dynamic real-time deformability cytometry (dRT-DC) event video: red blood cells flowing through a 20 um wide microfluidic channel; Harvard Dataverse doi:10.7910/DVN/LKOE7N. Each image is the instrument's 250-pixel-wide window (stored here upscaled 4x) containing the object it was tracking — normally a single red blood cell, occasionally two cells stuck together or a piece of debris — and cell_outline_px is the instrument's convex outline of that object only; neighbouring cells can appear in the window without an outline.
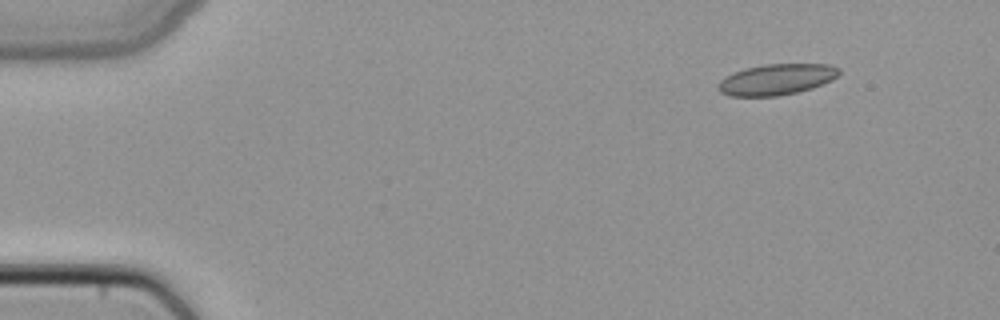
{"species": "common noctule bat (a hibernating species)", "species_latin": "Nyctalus noctula", "temperature_condition": "cold", "stored_images_in_passage": 4, "segment_of_instrument_passage": [1, 2], "camera_frame_rate_fps": 3000, "um_per_image_px": 0.085, "animal": {"sex": "female", "body_mass_g": 22.7, "forearm_length_mm": 54.2}, "frame": {"image": 1, "passage_image": 1, "time_ms": 0.0, "image_size_px": [1000, 320], "cell_outline_px": [[840, 72], [832, 80], [812, 88], [796, 92], [776, 96], [728, 96], [720, 92], [716, 88], [720, 80], [724, 76], [732, 72], [744, 68], [764, 64], [828, 64], [840, 68]], "centroid_in_image_um": [65.96, 6.75], "position_along_channel_um": 19.0, "area_um2": 21.96}}
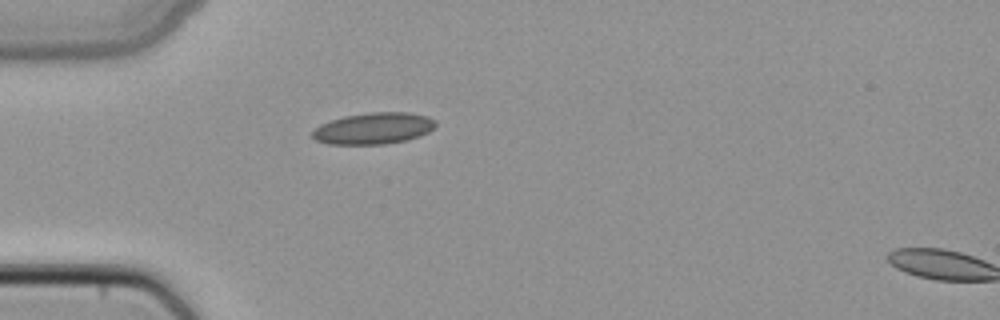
{"frame": {"image": 2, "passage_image": 3, "time_ms": 0.667, "image_size_px": [1000, 320], "cell_outline_px": [[436, 124], [428, 132], [420, 136], [408, 140], [384, 144], [328, 144], [316, 140], [312, 136], [312, 132], [320, 124], [344, 116], [372, 112], [408, 112], [428, 116], [436, 120]], "centroid_in_image_um": [31.78, 10.91], "position_along_channel_um": 53.2, "area_um2": 22.6}}